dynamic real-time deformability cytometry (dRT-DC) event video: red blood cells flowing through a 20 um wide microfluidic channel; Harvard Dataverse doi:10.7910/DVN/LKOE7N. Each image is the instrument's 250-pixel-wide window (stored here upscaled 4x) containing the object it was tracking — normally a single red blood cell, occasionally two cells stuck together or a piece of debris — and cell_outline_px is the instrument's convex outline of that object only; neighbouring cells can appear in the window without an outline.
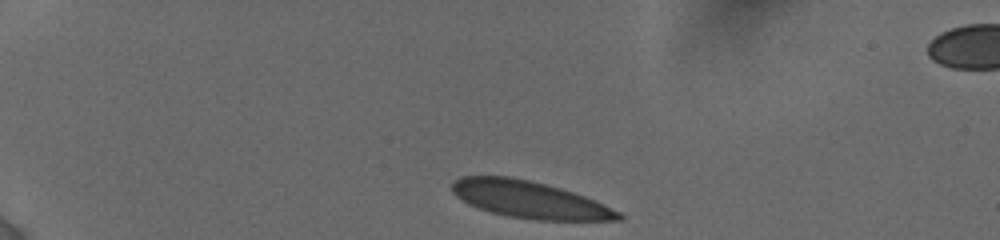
{"species": "human", "species_latin": "Homo sapiens", "temperature_condition": "cold", "stored_images_in_passage": 11, "camera_frame_rate_fps": 3000, "um_per_image_px": 0.085, "donor": {"sex": "female"}, "frame": {"image": 1, "passage_image": 1, "time_ms": 0.0, "image_size_px": [1000, 240], "cell_outline_px": [[624, 220], [536, 220], [508, 216], [492, 212], [468, 204], [456, 196], [452, 192], [452, 184], [460, 176], [512, 176], [560, 188], [596, 200], [620, 212], [624, 216]], "centroid_in_image_um": [45.03, 16.97], "position_along_channel_um": 40.0, "area_um2": 35.72}}
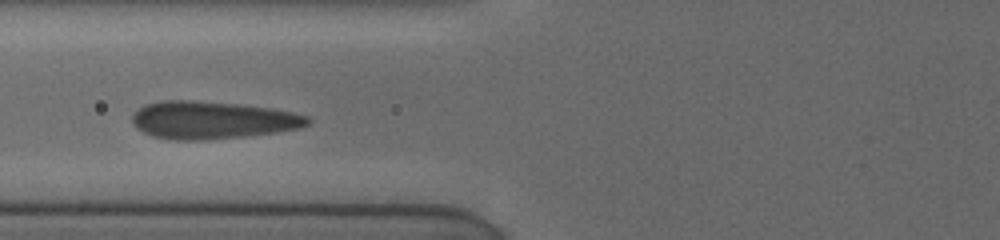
{"frame": {"image": 2, "passage_image": 5, "time_ms": 3.667, "image_size_px": [1000, 240], "cell_outline_px": [[312, 120], [308, 124], [300, 128], [276, 132], [244, 136], [204, 140], [172, 140], [152, 136], [136, 128], [132, 124], [132, 116], [144, 104], [160, 100], [192, 100], [236, 104], [272, 108], [292, 112], [308, 116]], "centroid_in_image_um": [18.02, 10.2], "position_along_channel_um": 107.8, "area_um2": 38.49}}
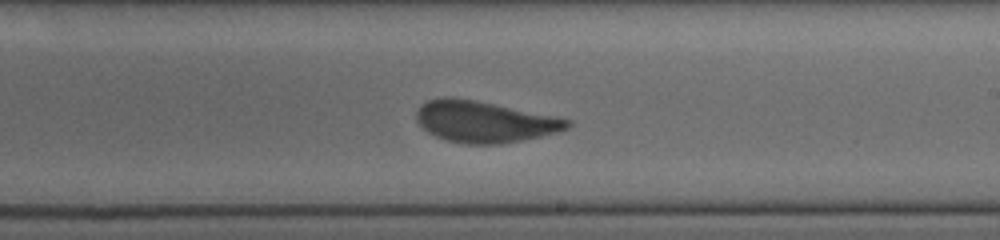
{"frame": {"image": 3, "passage_image": 10, "time_ms": 7.333, "image_size_px": [1000, 240], "cell_outline_px": [[572, 124], [568, 128], [560, 132], [500, 144], [464, 144], [444, 140], [428, 132], [416, 120], [416, 112], [428, 100], [476, 100], [572, 120]], "centroid_in_image_um": [41.23, 10.39], "position_along_channel_um": 247.8, "area_um2": 35.43}}